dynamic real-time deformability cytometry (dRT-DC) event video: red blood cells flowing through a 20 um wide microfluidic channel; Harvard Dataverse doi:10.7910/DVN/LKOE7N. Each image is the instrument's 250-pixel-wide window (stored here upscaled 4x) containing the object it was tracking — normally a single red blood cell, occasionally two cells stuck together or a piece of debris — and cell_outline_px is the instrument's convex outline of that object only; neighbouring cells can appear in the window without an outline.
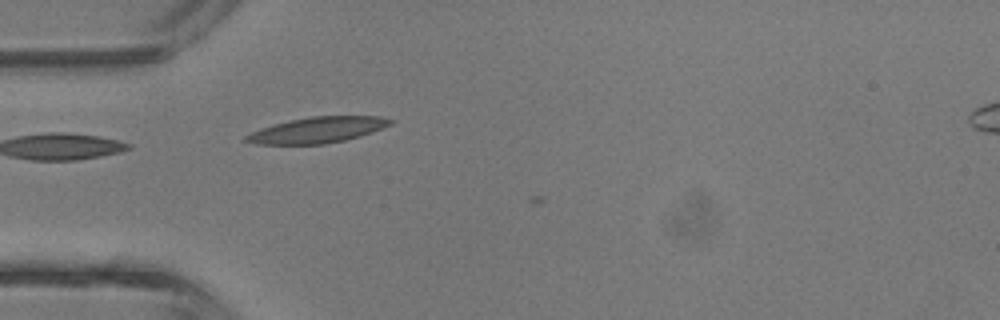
{"species": "common noctule bat (a hibernating species)", "species_latin": "Nyctalus noctula", "temperature_condition": "room temperature", "stored_images_in_passage": 3, "camera_frame_rate_fps": 3000, "um_per_image_px": 0.085, "animal": {"sex": "male", "body_mass_g": 13.3}, "frame": {"image": 1, "passage_image": 3, "time_ms": 2.333, "image_size_px": [1000, 320], "cell_outline_px": [[396, 120], [392, 124], [372, 132], [360, 136], [344, 140], [324, 144], [256, 144], [244, 140], [244, 136], [260, 128], [288, 120], [312, 116], [380, 116]], "centroid_in_image_um": [27.0, 11.04], "position_along_channel_um": 58.0, "area_um2": 21.73}}